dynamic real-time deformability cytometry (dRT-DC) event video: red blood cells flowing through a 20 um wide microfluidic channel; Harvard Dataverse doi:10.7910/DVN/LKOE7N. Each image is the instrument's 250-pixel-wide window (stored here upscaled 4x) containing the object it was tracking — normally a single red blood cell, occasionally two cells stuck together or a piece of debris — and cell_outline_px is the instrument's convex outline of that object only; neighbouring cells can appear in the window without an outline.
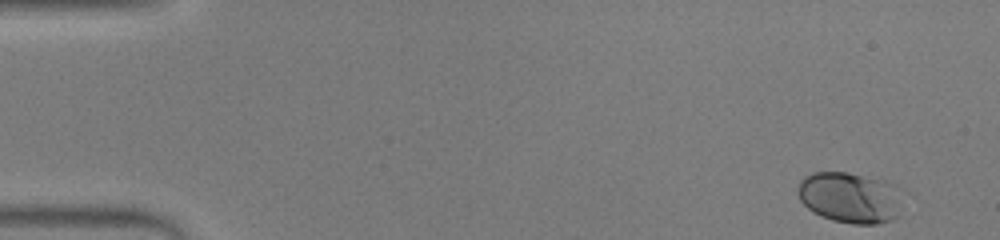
{"species": "human", "species_latin": "Homo sapiens", "temperature_condition": "warm", "stored_images_in_passage": 51, "camera_frame_rate_fps": 3000, "um_per_image_px": 0.085, "donor": {"sex": "male"}, "frame": {"image": 1, "passage_image": 1, "time_ms": 0.0, "image_size_px": [1000, 240], "cell_outline_px": [[908, 192], [900, 216], [892, 220], [876, 224], [852, 224], [832, 220], [812, 212], [800, 200], [796, 192], [796, 188], [800, 180], [804, 176], [812, 172], [848, 172], [888, 180], [896, 184]], "centroid_in_image_um": [72.38, 16.78], "position_along_channel_um": 12.6, "area_um2": 32.77}}
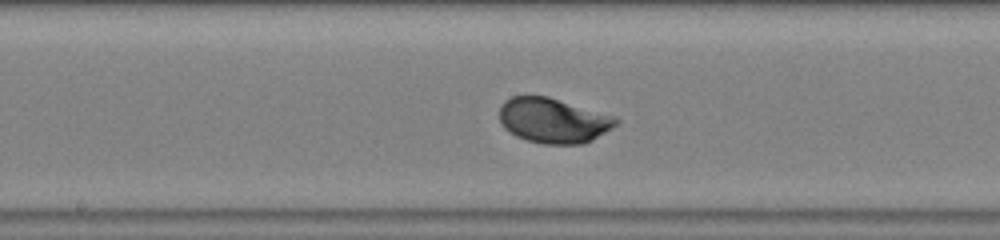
{"frame": {"image": 2, "passage_image": 26, "time_ms": 8.333, "image_size_px": [1000, 240], "cell_outline_px": [[620, 120], [612, 128], [592, 140], [584, 144], [544, 144], [528, 140], [516, 136], [504, 128], [500, 120], [500, 104], [504, 100], [512, 96], [548, 96], [616, 116]], "centroid_in_image_um": [47.04, 10.23], "position_along_channel_um": 201.2, "area_um2": 30.69}}
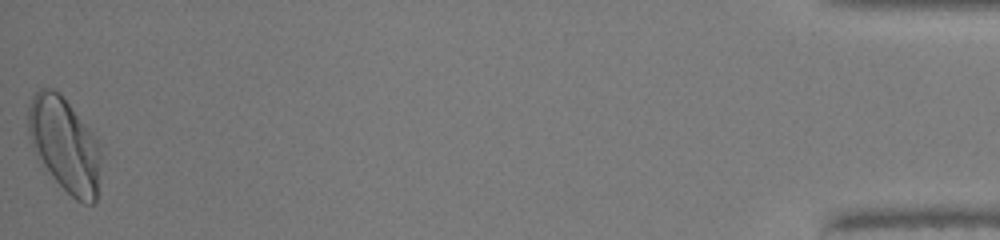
{"frame": {"image": 3, "passage_image": 51, "time_ms": 16.667, "image_size_px": [1000, 240], "cell_outline_px": [[100, 160], [96, 204], [84, 204], [76, 200], [52, 176], [32, 148], [28, 132], [28, 104], [32, 96], [40, 88], [52, 88], [60, 92], [92, 132], [100, 144]], "centroid_in_image_um": [5.49, 12.27], "position_along_channel_um": 429.7, "area_um2": 39.77}, "authors_computed_cell_mechanics": {"area_um2": 29.9404, "velocity_mm_per_s": 3.9002, "shape_relaxation_time_tau1_ms": 1.7794, "shape_relaxation_time_tau2_ms": null, "deformation_change_tau1": 0.1233, "deformation_change_tau2": null}}